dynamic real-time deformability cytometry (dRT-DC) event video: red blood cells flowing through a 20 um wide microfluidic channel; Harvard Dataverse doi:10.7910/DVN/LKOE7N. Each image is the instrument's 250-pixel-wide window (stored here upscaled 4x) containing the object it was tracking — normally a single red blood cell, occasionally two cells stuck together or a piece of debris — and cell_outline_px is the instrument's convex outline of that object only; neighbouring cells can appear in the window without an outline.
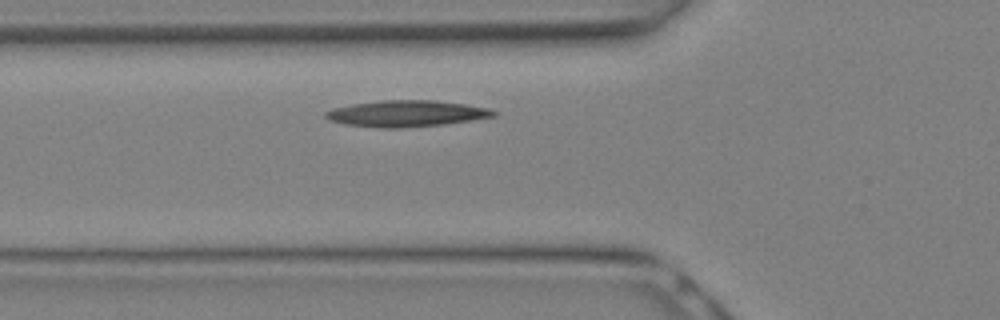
{"species": "Egyptian fruit bat (a non-hibernating species)", "species_latin": "Rousettus aegyptiacus", "temperature_condition": "warm", "stored_images_in_passage": 5, "camera_frame_rate_fps": 3000, "um_per_image_px": 0.085, "animal": {"sex": "female"}, "frame": {"image": 1, "passage_image": 3, "time_ms": 0.667, "image_size_px": [1000, 320], "cell_outline_px": [[496, 116], [444, 124], [400, 128], [380, 128], [344, 124], [328, 120], [324, 116], [324, 112], [332, 108], [352, 104], [380, 100], [436, 100], [464, 104], [488, 108], [496, 112]], "centroid_in_image_um": [34.49, 9.65], "position_along_channel_um": 91.3, "area_um2": 25.78}}
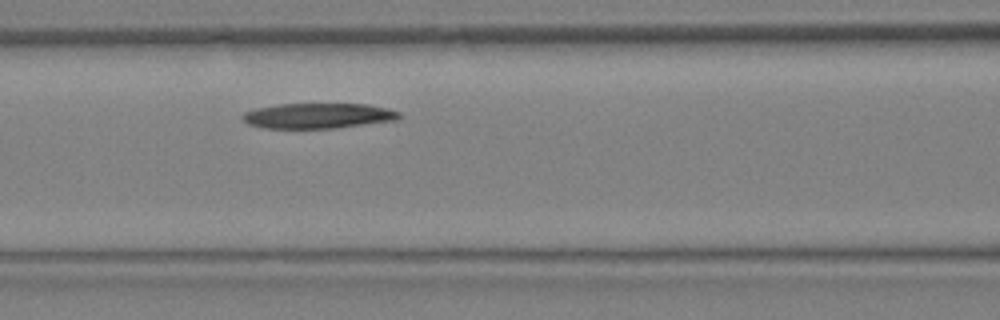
{"frame": {"image": 2, "passage_image": 5, "time_ms": 1.333, "image_size_px": [1000, 320], "cell_outline_px": [[400, 116], [396, 120], [336, 128], [264, 128], [248, 124], [240, 116], [244, 112], [256, 108], [280, 104], [368, 104], [388, 108], [400, 112]], "centroid_in_image_um": [27.03, 9.84], "position_along_channel_um": 139.6, "area_um2": 23.06}}